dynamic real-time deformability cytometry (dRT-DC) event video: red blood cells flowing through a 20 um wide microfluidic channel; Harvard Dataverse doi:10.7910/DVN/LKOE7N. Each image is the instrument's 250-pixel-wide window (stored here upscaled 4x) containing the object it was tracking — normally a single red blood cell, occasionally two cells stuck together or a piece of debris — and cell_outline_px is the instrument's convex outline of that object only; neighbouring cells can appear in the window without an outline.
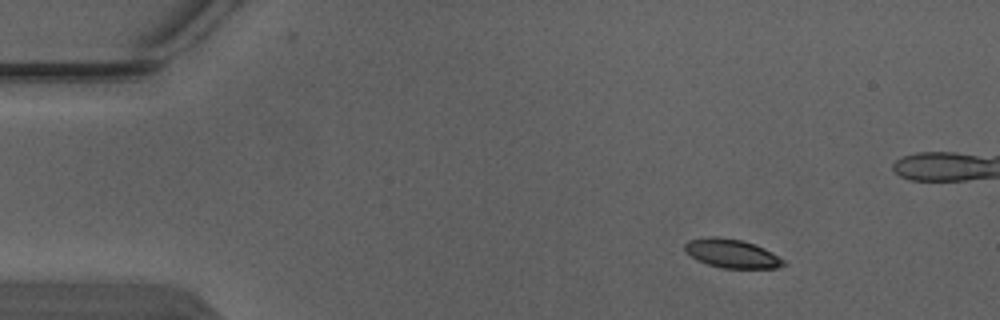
{"species": "Egyptian fruit bat (a non-hibernating species)", "species_latin": "Rousettus aegyptiacus", "temperature_condition": "warm", "stored_images_in_passage": 5, "camera_frame_rate_fps": 3000, "um_per_image_px": 0.085, "animal": {"sex": "male"}, "frame": {"image": 1, "passage_image": 1, "time_ms": 0.0, "image_size_px": [1000, 320], "cell_outline_px": [[788, 264], [776, 268], [724, 268], [708, 264], [696, 260], [684, 252], [684, 244], [688, 240], [708, 236], [716, 236], [740, 240], [764, 248], [772, 252], [784, 260]], "centroid_in_image_um": [62.17, 21.55], "position_along_channel_um": 22.8, "area_um2": 16.59}}